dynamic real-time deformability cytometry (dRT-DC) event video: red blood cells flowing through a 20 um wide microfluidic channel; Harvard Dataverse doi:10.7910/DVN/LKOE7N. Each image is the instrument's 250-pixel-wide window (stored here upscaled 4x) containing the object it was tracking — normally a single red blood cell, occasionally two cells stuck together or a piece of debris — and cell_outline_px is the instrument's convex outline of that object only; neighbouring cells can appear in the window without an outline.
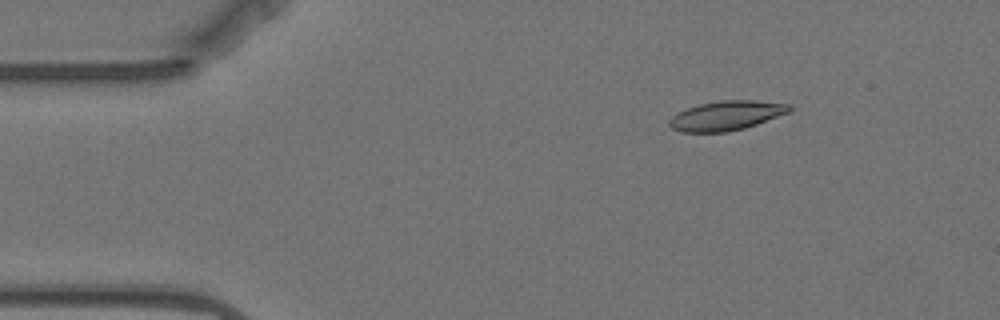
{"species": "Egyptian fruit bat (a non-hibernating species)", "species_latin": "Rousettus aegyptiacus", "temperature_condition": "warm", "stored_images_in_passage": 5, "camera_frame_rate_fps": 3000, "um_per_image_px": 0.085, "animal": {"sex": "female"}, "frame": {"image": 1, "passage_image": 2, "time_ms": 1.0, "image_size_px": [1000, 320], "cell_outline_px": [[792, 112], [744, 128], [728, 132], [680, 132], [672, 128], [668, 124], [668, 120], [672, 116], [688, 108], [700, 104], [720, 100], [756, 100], [792, 104]], "centroid_in_image_um": [61.79, 9.82], "position_along_channel_um": 23.2, "area_um2": 20.75}}
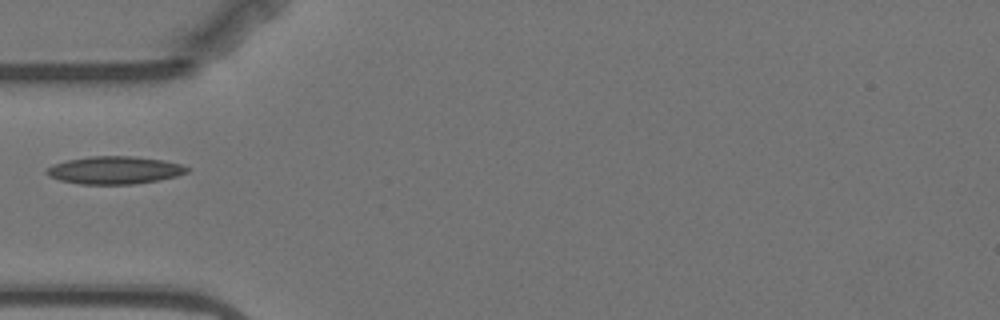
{"frame": {"image": 2, "passage_image": 4, "time_ms": 4.333, "image_size_px": [1000, 320], "cell_outline_px": [[192, 168], [188, 172], [176, 176], [160, 180], [136, 184], [80, 184], [60, 180], [48, 176], [44, 172], [52, 164], [68, 160], [88, 156], [136, 156], [160, 160], [180, 164]], "centroid_in_image_um": [9.74, 14.46], "position_along_channel_um": 75.3, "area_um2": 22.77}}